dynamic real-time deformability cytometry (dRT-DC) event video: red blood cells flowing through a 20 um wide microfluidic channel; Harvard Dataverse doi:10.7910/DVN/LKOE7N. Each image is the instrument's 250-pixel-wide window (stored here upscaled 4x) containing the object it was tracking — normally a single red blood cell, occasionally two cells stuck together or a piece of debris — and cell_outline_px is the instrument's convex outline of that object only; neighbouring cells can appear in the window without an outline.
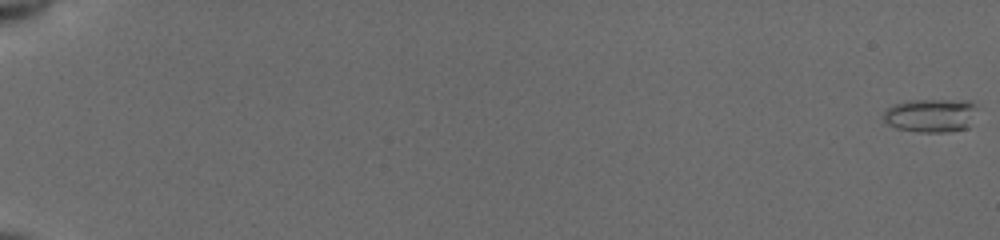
{"species": "common noctule bat (a hibernating species)", "species_latin": "Nyctalus noctula", "temperature_condition": "cold", "stored_images_in_passage": 56, "camera_frame_rate_fps": 3000, "um_per_image_px": 0.085, "animal": {"sex": "female", "body_mass_g": 19.5, "forearm_length_mm": 54.1}, "frame": {"image": 1, "passage_image": 1, "time_ms": 0.0, "image_size_px": [1000, 240], "cell_outline_px": [[976, 108], [968, 128], [944, 132], [920, 132], [896, 128], [888, 124], [884, 120], [884, 108], [892, 104], [904, 100], [972, 100]], "centroid_in_image_um": [79.07, 9.79], "position_along_channel_um": 5.9, "area_um2": 18.5}}
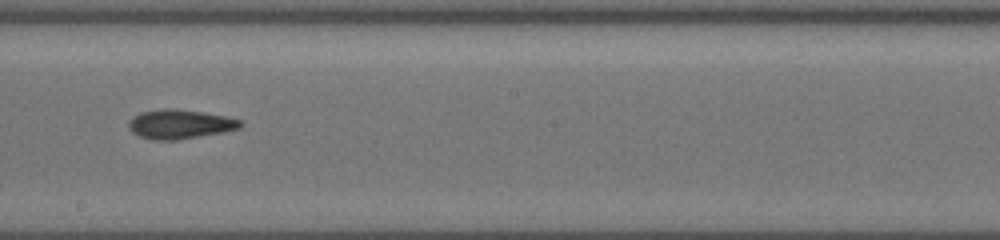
{"frame": {"image": 2, "passage_image": 35, "time_ms": 11.333, "image_size_px": [1000, 240], "cell_outline_px": [[244, 124], [240, 128], [224, 132], [176, 140], [152, 140], [140, 136], [132, 132], [128, 128], [128, 124], [140, 112], [200, 112], [224, 116], [240, 120]], "centroid_in_image_um": [15.35, 10.63], "position_along_channel_um": 232.9, "area_um2": 17.86}}
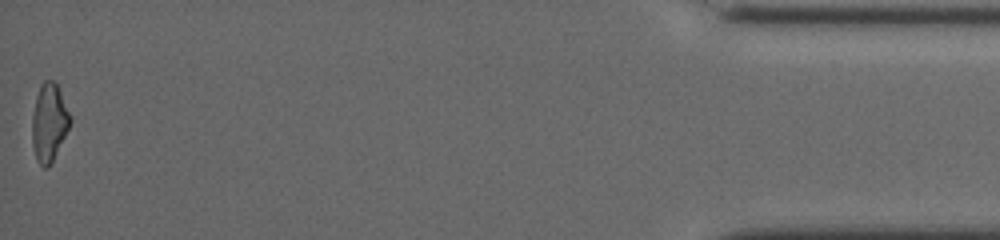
{"frame": {"image": 3, "passage_image": 56, "time_ms": 18.333, "image_size_px": [1000, 240], "cell_outline_px": [[72, 120], [48, 168], [44, 168], [36, 160], [32, 144], [32, 116], [36, 96], [40, 84], [44, 80], [52, 80], [56, 84], [60, 92]], "centroid_in_image_um": [4.14, 10.4], "position_along_channel_um": 431.1, "area_um2": 16.94}, "authors_computed_cell_mechanics": {"area_um2": 17.8602, "velocity_mm_per_s": 3.9457, "shape_relaxation_time_tau1_ms": 7.5488, "shape_relaxation_time_tau2_ms": 2.7256, "deformation_change_tau1": 0.2102, "deformation_change_tau2": 0.1026}}